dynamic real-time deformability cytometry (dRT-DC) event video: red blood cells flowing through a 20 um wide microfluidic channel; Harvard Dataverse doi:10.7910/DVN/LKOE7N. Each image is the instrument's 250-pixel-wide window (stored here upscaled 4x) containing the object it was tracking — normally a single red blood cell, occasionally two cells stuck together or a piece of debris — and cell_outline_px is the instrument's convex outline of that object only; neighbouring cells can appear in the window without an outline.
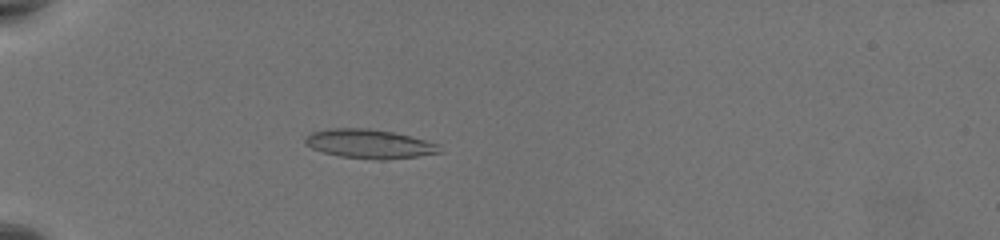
{"species": "common noctule bat (a hibernating species)", "species_latin": "Nyctalus noctula", "temperature_condition": "warm", "stored_images_in_passage": 58, "camera_frame_rate_fps": 3000, "um_per_image_px": 0.085, "animal": {"sex": "female", "body_mass_g": 19.5, "forearm_length_mm": 54.1}, "frame": {"image": 1, "passage_image": 20, "time_ms": 6.333, "image_size_px": [1000, 240], "cell_outline_px": [[444, 152], [416, 156], [384, 160], [376, 160], [340, 156], [324, 152], [312, 148], [304, 144], [304, 136], [312, 132], [328, 128], [368, 128], [392, 132], [440, 144]], "centroid_in_image_um": [31.38, 12.23], "position_along_channel_um": 53.6, "area_um2": 22.83}}
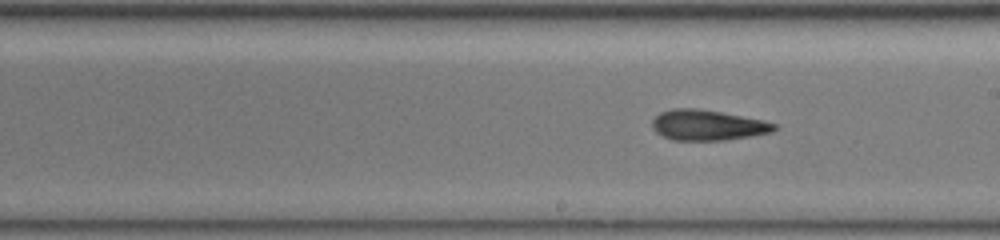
{"frame": {"image": 2, "passage_image": 36, "time_ms": 11.667, "image_size_px": [1000, 240], "cell_outline_px": [[780, 128], [772, 132], [752, 136], [724, 140], [672, 140], [656, 132], [652, 128], [652, 120], [660, 112], [672, 108], [696, 108], [720, 112], [764, 120], [776, 124]], "centroid_in_image_um": [60.16, 10.64], "position_along_channel_um": 228.8, "area_um2": 21.73}}
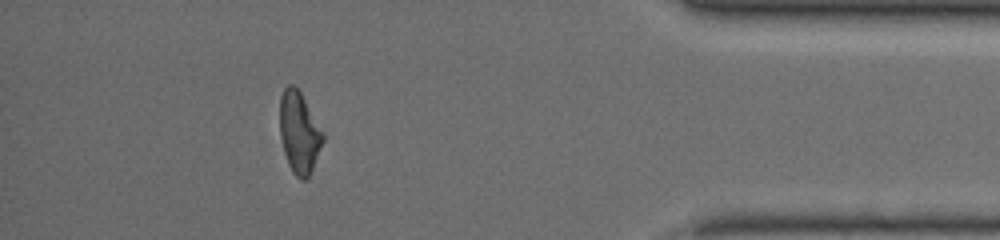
{"frame": {"image": 3, "passage_image": 53, "time_ms": 17.333, "image_size_px": [1000, 240], "cell_outline_px": [[324, 140], [312, 168], [308, 176], [304, 180], [300, 180], [296, 176], [288, 164], [284, 152], [280, 132], [280, 96], [284, 88], [288, 84], [292, 84], [300, 92], [324, 132]], "centroid_in_image_um": [25.43, 11.25], "position_along_channel_um": 409.8, "area_um2": 20.23}, "authors_computed_cell_mechanics": {"area_um2": 21.6461, "velocity_mm_per_s": 3.8065, "shape_relaxation_time_tau1_ms": 6.028, "shape_relaxation_time_tau2_ms": 2.1277, "deformation_change_tau1": 0.2219, "deformation_change_tau2": 0.1154}}